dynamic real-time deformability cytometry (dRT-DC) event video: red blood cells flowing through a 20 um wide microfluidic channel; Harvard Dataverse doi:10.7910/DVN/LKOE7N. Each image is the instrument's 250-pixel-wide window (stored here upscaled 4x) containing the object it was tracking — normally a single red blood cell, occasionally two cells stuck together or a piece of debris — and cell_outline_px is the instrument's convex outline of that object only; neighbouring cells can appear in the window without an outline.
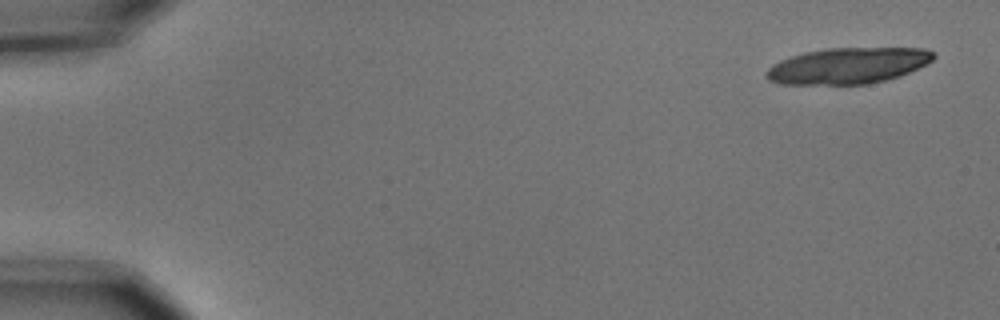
{"species": "common noctule bat (a hibernating species)", "species_latin": "Nyctalus noctula", "temperature_condition": "cold", "stored_images_in_passage": 5, "camera_frame_rate_fps": 3000, "um_per_image_px": 0.085, "animal": {"sex": "male", "body_mass_g": 15.6}, "frame": {"image": 1, "passage_image": 1, "time_ms": 0.0, "image_size_px": [1000, 320], "cell_outline_px": [[936, 56], [932, 60], [900, 76], [868, 84], [780, 84], [768, 80], [764, 76], [764, 72], [772, 64], [780, 60], [804, 52], [824, 48], [924, 48], [932, 52]], "centroid_in_image_um": [72.01, 5.58], "position_along_channel_um": 13.0, "area_um2": 35.08}}